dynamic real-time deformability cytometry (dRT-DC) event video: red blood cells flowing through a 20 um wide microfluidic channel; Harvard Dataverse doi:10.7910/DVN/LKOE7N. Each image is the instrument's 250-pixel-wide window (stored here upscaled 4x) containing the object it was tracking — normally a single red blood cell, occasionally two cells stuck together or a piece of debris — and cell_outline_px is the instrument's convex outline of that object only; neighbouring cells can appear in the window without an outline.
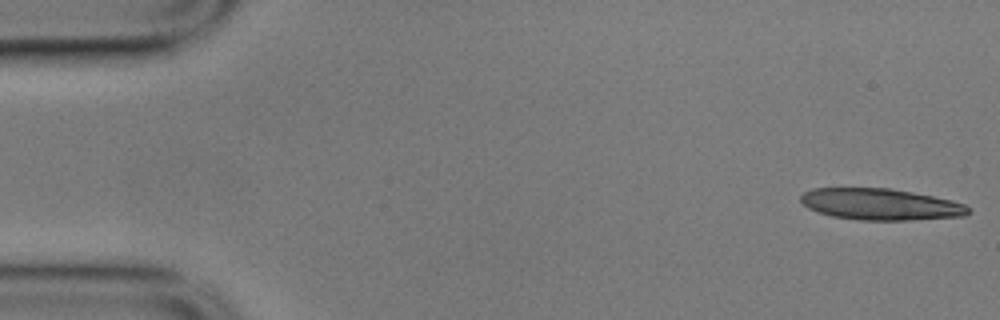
{"species": "common noctule bat (a hibernating species)", "species_latin": "Nyctalus noctula", "temperature_condition": "cold", "stored_images_in_passage": 16, "camera_frame_rate_fps": 3000, "um_per_image_px": 0.085, "animal": {"sex": "male", "body_mass_g": 17.9}, "frame": {"image": 1, "passage_image": 1, "time_ms": 0.0, "image_size_px": [1000, 320], "cell_outline_px": [[972, 212], [964, 216], [908, 220], [860, 220], [832, 216], [808, 208], [800, 200], [800, 196], [804, 192], [812, 188], [892, 188], [952, 200], [964, 204], [972, 208]], "centroid_in_image_um": [74.88, 17.36], "position_along_channel_um": 10.1, "area_um2": 30.75}}